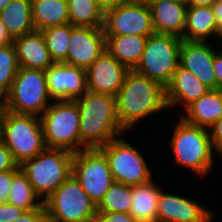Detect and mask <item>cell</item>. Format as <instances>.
I'll list each match as a JSON object with an SVG mask.
<instances>
[{"instance_id": "1", "label": "cell", "mask_w": 222, "mask_h": 222, "mask_svg": "<svg viewBox=\"0 0 222 222\" xmlns=\"http://www.w3.org/2000/svg\"><path fill=\"white\" fill-rule=\"evenodd\" d=\"M167 109L165 88L161 84L134 70L127 72L116 95V116L126 132L134 129L138 121Z\"/></svg>"}, {"instance_id": "2", "label": "cell", "mask_w": 222, "mask_h": 222, "mask_svg": "<svg viewBox=\"0 0 222 222\" xmlns=\"http://www.w3.org/2000/svg\"><path fill=\"white\" fill-rule=\"evenodd\" d=\"M80 113L81 150L100 149L127 132L116 116V96L88 91L74 100Z\"/></svg>"}, {"instance_id": "3", "label": "cell", "mask_w": 222, "mask_h": 222, "mask_svg": "<svg viewBox=\"0 0 222 222\" xmlns=\"http://www.w3.org/2000/svg\"><path fill=\"white\" fill-rule=\"evenodd\" d=\"M179 119L169 142L175 164L189 168L199 177H206L215 162L209 130Z\"/></svg>"}, {"instance_id": "4", "label": "cell", "mask_w": 222, "mask_h": 222, "mask_svg": "<svg viewBox=\"0 0 222 222\" xmlns=\"http://www.w3.org/2000/svg\"><path fill=\"white\" fill-rule=\"evenodd\" d=\"M73 157L74 153L65 149L45 148L19 167L44 201L72 174Z\"/></svg>"}, {"instance_id": "5", "label": "cell", "mask_w": 222, "mask_h": 222, "mask_svg": "<svg viewBox=\"0 0 222 222\" xmlns=\"http://www.w3.org/2000/svg\"><path fill=\"white\" fill-rule=\"evenodd\" d=\"M39 117L46 148L81 151L80 113L74 100L53 101Z\"/></svg>"}, {"instance_id": "6", "label": "cell", "mask_w": 222, "mask_h": 222, "mask_svg": "<svg viewBox=\"0 0 222 222\" xmlns=\"http://www.w3.org/2000/svg\"><path fill=\"white\" fill-rule=\"evenodd\" d=\"M0 140L19 166L46 148L40 117L32 114L8 111L0 124Z\"/></svg>"}, {"instance_id": "7", "label": "cell", "mask_w": 222, "mask_h": 222, "mask_svg": "<svg viewBox=\"0 0 222 222\" xmlns=\"http://www.w3.org/2000/svg\"><path fill=\"white\" fill-rule=\"evenodd\" d=\"M43 204L46 216L55 222H95L97 206L73 174Z\"/></svg>"}, {"instance_id": "8", "label": "cell", "mask_w": 222, "mask_h": 222, "mask_svg": "<svg viewBox=\"0 0 222 222\" xmlns=\"http://www.w3.org/2000/svg\"><path fill=\"white\" fill-rule=\"evenodd\" d=\"M181 42V38L173 35L148 36L141 59L133 70L165 88L179 65Z\"/></svg>"}, {"instance_id": "9", "label": "cell", "mask_w": 222, "mask_h": 222, "mask_svg": "<svg viewBox=\"0 0 222 222\" xmlns=\"http://www.w3.org/2000/svg\"><path fill=\"white\" fill-rule=\"evenodd\" d=\"M51 100L45 71L20 67L7 93L8 111L40 116Z\"/></svg>"}, {"instance_id": "10", "label": "cell", "mask_w": 222, "mask_h": 222, "mask_svg": "<svg viewBox=\"0 0 222 222\" xmlns=\"http://www.w3.org/2000/svg\"><path fill=\"white\" fill-rule=\"evenodd\" d=\"M100 150L108 160L114 181L136 186L153 179L146 158L123 135L114 138Z\"/></svg>"}, {"instance_id": "11", "label": "cell", "mask_w": 222, "mask_h": 222, "mask_svg": "<svg viewBox=\"0 0 222 222\" xmlns=\"http://www.w3.org/2000/svg\"><path fill=\"white\" fill-rule=\"evenodd\" d=\"M72 174L96 206L114 182L108 160L100 149L74 153Z\"/></svg>"}, {"instance_id": "12", "label": "cell", "mask_w": 222, "mask_h": 222, "mask_svg": "<svg viewBox=\"0 0 222 222\" xmlns=\"http://www.w3.org/2000/svg\"><path fill=\"white\" fill-rule=\"evenodd\" d=\"M103 30L105 35L154 34L149 5L131 2L105 11Z\"/></svg>"}, {"instance_id": "13", "label": "cell", "mask_w": 222, "mask_h": 222, "mask_svg": "<svg viewBox=\"0 0 222 222\" xmlns=\"http://www.w3.org/2000/svg\"><path fill=\"white\" fill-rule=\"evenodd\" d=\"M68 46L62 63L86 70L105 50L103 27H74Z\"/></svg>"}, {"instance_id": "14", "label": "cell", "mask_w": 222, "mask_h": 222, "mask_svg": "<svg viewBox=\"0 0 222 222\" xmlns=\"http://www.w3.org/2000/svg\"><path fill=\"white\" fill-rule=\"evenodd\" d=\"M215 212L194 199L166 193L163 189L157 207L158 222H213Z\"/></svg>"}, {"instance_id": "15", "label": "cell", "mask_w": 222, "mask_h": 222, "mask_svg": "<svg viewBox=\"0 0 222 222\" xmlns=\"http://www.w3.org/2000/svg\"><path fill=\"white\" fill-rule=\"evenodd\" d=\"M85 71L88 91L116 96L129 69L105 49Z\"/></svg>"}, {"instance_id": "16", "label": "cell", "mask_w": 222, "mask_h": 222, "mask_svg": "<svg viewBox=\"0 0 222 222\" xmlns=\"http://www.w3.org/2000/svg\"><path fill=\"white\" fill-rule=\"evenodd\" d=\"M47 89L53 101L75 100L87 92L86 71L65 63L45 70Z\"/></svg>"}, {"instance_id": "17", "label": "cell", "mask_w": 222, "mask_h": 222, "mask_svg": "<svg viewBox=\"0 0 222 222\" xmlns=\"http://www.w3.org/2000/svg\"><path fill=\"white\" fill-rule=\"evenodd\" d=\"M217 50L211 43L186 41L180 45L179 64L193 73L210 90L217 89V80L213 70L214 56Z\"/></svg>"}, {"instance_id": "18", "label": "cell", "mask_w": 222, "mask_h": 222, "mask_svg": "<svg viewBox=\"0 0 222 222\" xmlns=\"http://www.w3.org/2000/svg\"><path fill=\"white\" fill-rule=\"evenodd\" d=\"M209 90L193 73L179 64L171 81L165 87L168 109L181 105L184 110Z\"/></svg>"}, {"instance_id": "19", "label": "cell", "mask_w": 222, "mask_h": 222, "mask_svg": "<svg viewBox=\"0 0 222 222\" xmlns=\"http://www.w3.org/2000/svg\"><path fill=\"white\" fill-rule=\"evenodd\" d=\"M149 7L156 34L173 35L182 39L187 5L175 0H155Z\"/></svg>"}, {"instance_id": "20", "label": "cell", "mask_w": 222, "mask_h": 222, "mask_svg": "<svg viewBox=\"0 0 222 222\" xmlns=\"http://www.w3.org/2000/svg\"><path fill=\"white\" fill-rule=\"evenodd\" d=\"M19 67L45 71L55 62L52 60L41 31H33L13 40Z\"/></svg>"}, {"instance_id": "21", "label": "cell", "mask_w": 222, "mask_h": 222, "mask_svg": "<svg viewBox=\"0 0 222 222\" xmlns=\"http://www.w3.org/2000/svg\"><path fill=\"white\" fill-rule=\"evenodd\" d=\"M180 117L189 124L209 129L222 117V89L209 90L184 109Z\"/></svg>"}, {"instance_id": "22", "label": "cell", "mask_w": 222, "mask_h": 222, "mask_svg": "<svg viewBox=\"0 0 222 222\" xmlns=\"http://www.w3.org/2000/svg\"><path fill=\"white\" fill-rule=\"evenodd\" d=\"M217 22L212 6L189 5L182 39L186 41L207 42L214 39Z\"/></svg>"}, {"instance_id": "23", "label": "cell", "mask_w": 222, "mask_h": 222, "mask_svg": "<svg viewBox=\"0 0 222 222\" xmlns=\"http://www.w3.org/2000/svg\"><path fill=\"white\" fill-rule=\"evenodd\" d=\"M148 36L105 35V49L129 70L139 63Z\"/></svg>"}, {"instance_id": "24", "label": "cell", "mask_w": 222, "mask_h": 222, "mask_svg": "<svg viewBox=\"0 0 222 222\" xmlns=\"http://www.w3.org/2000/svg\"><path fill=\"white\" fill-rule=\"evenodd\" d=\"M155 183L152 179L132 186L130 214L136 221H157V207L162 188Z\"/></svg>"}, {"instance_id": "25", "label": "cell", "mask_w": 222, "mask_h": 222, "mask_svg": "<svg viewBox=\"0 0 222 222\" xmlns=\"http://www.w3.org/2000/svg\"><path fill=\"white\" fill-rule=\"evenodd\" d=\"M0 18L13 40L35 31L32 0H11L0 12Z\"/></svg>"}, {"instance_id": "26", "label": "cell", "mask_w": 222, "mask_h": 222, "mask_svg": "<svg viewBox=\"0 0 222 222\" xmlns=\"http://www.w3.org/2000/svg\"><path fill=\"white\" fill-rule=\"evenodd\" d=\"M32 21L36 31L68 24L67 0H32Z\"/></svg>"}, {"instance_id": "27", "label": "cell", "mask_w": 222, "mask_h": 222, "mask_svg": "<svg viewBox=\"0 0 222 222\" xmlns=\"http://www.w3.org/2000/svg\"><path fill=\"white\" fill-rule=\"evenodd\" d=\"M73 27H103L104 11L96 0H67Z\"/></svg>"}, {"instance_id": "28", "label": "cell", "mask_w": 222, "mask_h": 222, "mask_svg": "<svg viewBox=\"0 0 222 222\" xmlns=\"http://www.w3.org/2000/svg\"><path fill=\"white\" fill-rule=\"evenodd\" d=\"M8 203L25 212L43 205V201L35 193L28 178L20 169L13 176Z\"/></svg>"}, {"instance_id": "29", "label": "cell", "mask_w": 222, "mask_h": 222, "mask_svg": "<svg viewBox=\"0 0 222 222\" xmlns=\"http://www.w3.org/2000/svg\"><path fill=\"white\" fill-rule=\"evenodd\" d=\"M73 28L74 27L68 23L41 30L46 47L55 63H62L67 58L69 38Z\"/></svg>"}, {"instance_id": "30", "label": "cell", "mask_w": 222, "mask_h": 222, "mask_svg": "<svg viewBox=\"0 0 222 222\" xmlns=\"http://www.w3.org/2000/svg\"><path fill=\"white\" fill-rule=\"evenodd\" d=\"M132 186L114 181L97 206V212L130 213Z\"/></svg>"}, {"instance_id": "31", "label": "cell", "mask_w": 222, "mask_h": 222, "mask_svg": "<svg viewBox=\"0 0 222 222\" xmlns=\"http://www.w3.org/2000/svg\"><path fill=\"white\" fill-rule=\"evenodd\" d=\"M19 68L14 44L0 45V91H10Z\"/></svg>"}, {"instance_id": "32", "label": "cell", "mask_w": 222, "mask_h": 222, "mask_svg": "<svg viewBox=\"0 0 222 222\" xmlns=\"http://www.w3.org/2000/svg\"><path fill=\"white\" fill-rule=\"evenodd\" d=\"M95 222H136L130 213L97 212Z\"/></svg>"}, {"instance_id": "33", "label": "cell", "mask_w": 222, "mask_h": 222, "mask_svg": "<svg viewBox=\"0 0 222 222\" xmlns=\"http://www.w3.org/2000/svg\"><path fill=\"white\" fill-rule=\"evenodd\" d=\"M19 169L20 167L13 159L11 151L0 140V172Z\"/></svg>"}, {"instance_id": "34", "label": "cell", "mask_w": 222, "mask_h": 222, "mask_svg": "<svg viewBox=\"0 0 222 222\" xmlns=\"http://www.w3.org/2000/svg\"><path fill=\"white\" fill-rule=\"evenodd\" d=\"M18 170L0 172V203H7L14 174Z\"/></svg>"}, {"instance_id": "35", "label": "cell", "mask_w": 222, "mask_h": 222, "mask_svg": "<svg viewBox=\"0 0 222 222\" xmlns=\"http://www.w3.org/2000/svg\"><path fill=\"white\" fill-rule=\"evenodd\" d=\"M208 130L215 155L217 153L222 157V117Z\"/></svg>"}, {"instance_id": "36", "label": "cell", "mask_w": 222, "mask_h": 222, "mask_svg": "<svg viewBox=\"0 0 222 222\" xmlns=\"http://www.w3.org/2000/svg\"><path fill=\"white\" fill-rule=\"evenodd\" d=\"M25 211L7 203H0V222H12L21 217Z\"/></svg>"}, {"instance_id": "37", "label": "cell", "mask_w": 222, "mask_h": 222, "mask_svg": "<svg viewBox=\"0 0 222 222\" xmlns=\"http://www.w3.org/2000/svg\"><path fill=\"white\" fill-rule=\"evenodd\" d=\"M45 217L46 212L43 204L37 209L24 212L21 217L17 218L12 222H42Z\"/></svg>"}, {"instance_id": "38", "label": "cell", "mask_w": 222, "mask_h": 222, "mask_svg": "<svg viewBox=\"0 0 222 222\" xmlns=\"http://www.w3.org/2000/svg\"><path fill=\"white\" fill-rule=\"evenodd\" d=\"M213 70L217 80V89H222V49L215 53Z\"/></svg>"}, {"instance_id": "39", "label": "cell", "mask_w": 222, "mask_h": 222, "mask_svg": "<svg viewBox=\"0 0 222 222\" xmlns=\"http://www.w3.org/2000/svg\"><path fill=\"white\" fill-rule=\"evenodd\" d=\"M215 19L217 22V32L215 35V39L218 36V39L220 38L222 40V2H219L218 0L212 5Z\"/></svg>"}, {"instance_id": "40", "label": "cell", "mask_w": 222, "mask_h": 222, "mask_svg": "<svg viewBox=\"0 0 222 222\" xmlns=\"http://www.w3.org/2000/svg\"><path fill=\"white\" fill-rule=\"evenodd\" d=\"M100 6V8L105 12L109 9L120 7L123 5H127L133 0H96Z\"/></svg>"}, {"instance_id": "41", "label": "cell", "mask_w": 222, "mask_h": 222, "mask_svg": "<svg viewBox=\"0 0 222 222\" xmlns=\"http://www.w3.org/2000/svg\"><path fill=\"white\" fill-rule=\"evenodd\" d=\"M13 43V39L6 30L0 18V45H9Z\"/></svg>"}, {"instance_id": "42", "label": "cell", "mask_w": 222, "mask_h": 222, "mask_svg": "<svg viewBox=\"0 0 222 222\" xmlns=\"http://www.w3.org/2000/svg\"><path fill=\"white\" fill-rule=\"evenodd\" d=\"M7 112V94L3 91H0V124Z\"/></svg>"}, {"instance_id": "43", "label": "cell", "mask_w": 222, "mask_h": 222, "mask_svg": "<svg viewBox=\"0 0 222 222\" xmlns=\"http://www.w3.org/2000/svg\"><path fill=\"white\" fill-rule=\"evenodd\" d=\"M217 0H190V5L212 6Z\"/></svg>"}, {"instance_id": "44", "label": "cell", "mask_w": 222, "mask_h": 222, "mask_svg": "<svg viewBox=\"0 0 222 222\" xmlns=\"http://www.w3.org/2000/svg\"><path fill=\"white\" fill-rule=\"evenodd\" d=\"M11 2V0H0V12Z\"/></svg>"}, {"instance_id": "45", "label": "cell", "mask_w": 222, "mask_h": 222, "mask_svg": "<svg viewBox=\"0 0 222 222\" xmlns=\"http://www.w3.org/2000/svg\"><path fill=\"white\" fill-rule=\"evenodd\" d=\"M154 1L155 0H133V2L140 3V4H145V5H150Z\"/></svg>"}, {"instance_id": "46", "label": "cell", "mask_w": 222, "mask_h": 222, "mask_svg": "<svg viewBox=\"0 0 222 222\" xmlns=\"http://www.w3.org/2000/svg\"><path fill=\"white\" fill-rule=\"evenodd\" d=\"M175 1L183 3V4L187 5V6L190 5V0H175Z\"/></svg>"}, {"instance_id": "47", "label": "cell", "mask_w": 222, "mask_h": 222, "mask_svg": "<svg viewBox=\"0 0 222 222\" xmlns=\"http://www.w3.org/2000/svg\"><path fill=\"white\" fill-rule=\"evenodd\" d=\"M42 222H55V221L49 219V218L46 216Z\"/></svg>"}, {"instance_id": "48", "label": "cell", "mask_w": 222, "mask_h": 222, "mask_svg": "<svg viewBox=\"0 0 222 222\" xmlns=\"http://www.w3.org/2000/svg\"><path fill=\"white\" fill-rule=\"evenodd\" d=\"M136 222H158V221H144V220H141V221H136Z\"/></svg>"}]
</instances>
